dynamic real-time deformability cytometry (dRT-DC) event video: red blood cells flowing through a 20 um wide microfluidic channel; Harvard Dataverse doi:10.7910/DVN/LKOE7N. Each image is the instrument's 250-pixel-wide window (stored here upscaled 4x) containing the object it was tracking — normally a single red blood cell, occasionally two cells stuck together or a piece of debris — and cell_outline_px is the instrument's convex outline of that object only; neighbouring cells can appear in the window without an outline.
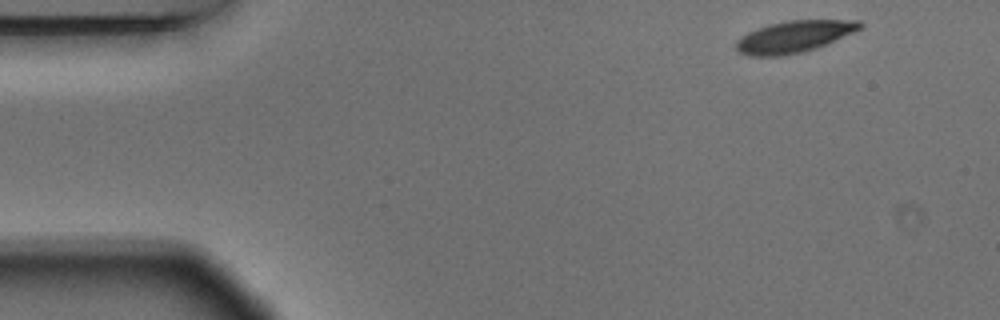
{"species": "Egyptian fruit bat (a non-hibernating species)", "species_latin": "Rousettus aegyptiacus", "temperature_condition": "warm", "stored_images_in_passage": 3, "camera_frame_rate_fps": 3000, "um_per_image_px": 0.085, "animal": {"sex": "male"}, "frame": {"image": 1, "passage_image": 1, "time_ms": 0.0, "image_size_px": [1000, 320], "cell_outline_px": [[864, 24], [860, 28], [852, 32], [816, 48], [800, 52], [780, 56], [748, 56], [736, 52], [736, 40], [740, 36], [748, 32], [768, 24], [788, 20], [860, 20]], "centroid_in_image_um": [67.43, 3.11], "position_along_channel_um": 17.6, "area_um2": 22.77}}